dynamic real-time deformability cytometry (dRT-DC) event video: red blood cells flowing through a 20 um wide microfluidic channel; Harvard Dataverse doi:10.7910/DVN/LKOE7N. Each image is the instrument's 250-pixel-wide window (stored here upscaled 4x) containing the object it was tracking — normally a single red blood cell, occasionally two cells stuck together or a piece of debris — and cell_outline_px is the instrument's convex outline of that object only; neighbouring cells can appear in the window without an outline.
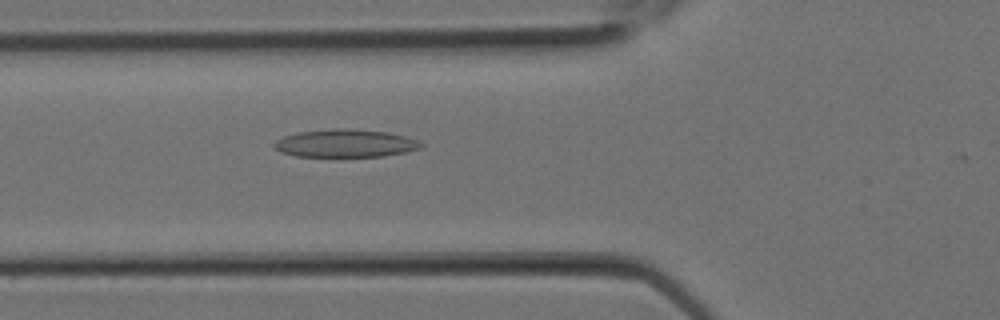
{"species": "Egyptian fruit bat (a non-hibernating species)", "species_latin": "Rousettus aegyptiacus", "temperature_condition": "room temperature", "stored_images_in_passage": 7, "camera_frame_rate_fps": 3000, "um_per_image_px": 0.085, "animal": {"sex": "female"}, "frame": {"image": 1, "passage_image": 7, "time_ms": 2.0, "image_size_px": [1000, 320], "cell_outline_px": [[424, 144], [420, 148], [404, 152], [380, 156], [296, 156], [280, 152], [272, 144], [276, 140], [284, 136], [296, 132], [332, 128], [348, 128], [384, 132], [404, 136], [420, 140]], "centroid_in_image_um": [29.32, 12.17], "position_along_channel_um": 96.5, "area_um2": 23.76}}